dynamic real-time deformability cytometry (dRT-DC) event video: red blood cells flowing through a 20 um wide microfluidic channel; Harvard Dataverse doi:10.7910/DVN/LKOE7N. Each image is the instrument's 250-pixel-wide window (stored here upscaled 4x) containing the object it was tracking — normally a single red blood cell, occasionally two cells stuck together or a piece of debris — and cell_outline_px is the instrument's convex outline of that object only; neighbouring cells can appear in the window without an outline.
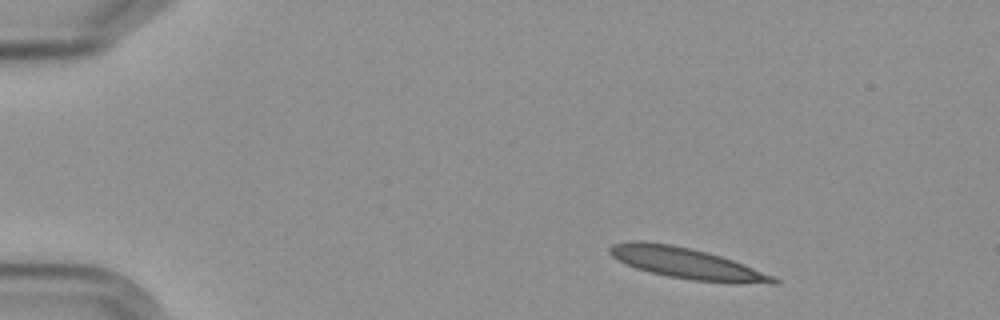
{"species": "Egyptian fruit bat (a non-hibernating species)", "species_latin": "Rousettus aegyptiacus", "temperature_condition": "cold", "stored_images_in_passage": 4, "camera_frame_rate_fps": 3000, "um_per_image_px": 0.085, "frame": {"image": 1, "passage_image": 1, "time_ms": 0.0, "image_size_px": [1000, 320], "cell_outline_px": [[780, 280], [776, 284], [736, 284], [692, 280], [668, 276], [648, 272], [636, 268], [612, 256], [608, 252], [608, 248], [612, 244], [628, 240], [640, 240], [672, 244], [708, 252], [744, 264], [772, 276]], "centroid_in_image_um": [58.36, 22.38], "position_along_channel_um": 26.6, "area_um2": 29.71}}
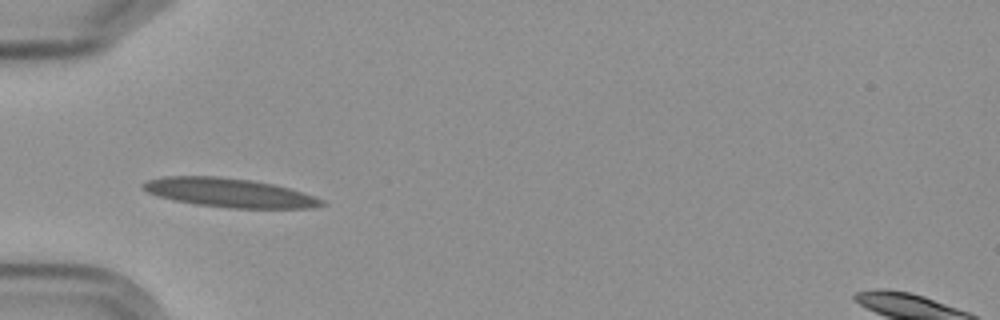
{"frame": {"image": 2, "passage_image": 3, "time_ms": 3.333, "image_size_px": [1000, 320], "cell_outline_px": [[328, 204], [312, 208], [228, 208], [196, 204], [172, 200], [156, 196], [140, 188], [140, 184], [148, 180], [164, 176], [220, 176], [248, 180], [272, 184], [288, 188], [316, 196], [324, 200]], "centroid_in_image_um": [19.47, 16.38], "position_along_channel_um": 65.5, "area_um2": 30.29}}
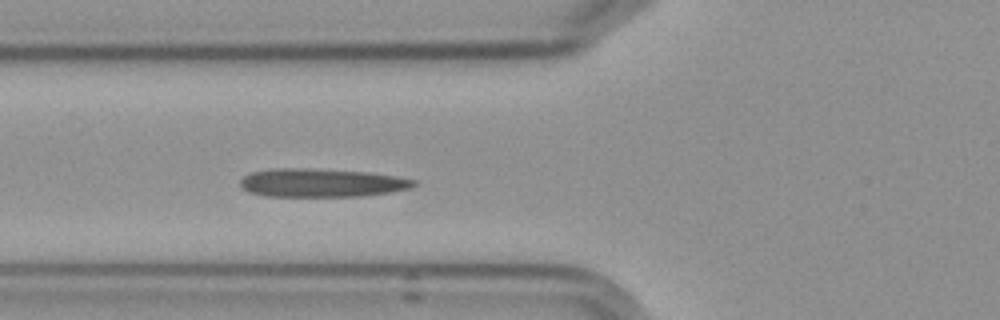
{"frame": {"image": 3, "passage_image": 4, "time_ms": 4.333, "image_size_px": [1000, 320], "cell_outline_px": [[416, 184], [412, 188], [392, 192], [360, 196], [264, 196], [248, 192], [240, 188], [240, 180], [248, 172], [272, 168], [308, 168], [368, 172], [396, 176], [416, 180]], "centroid_in_image_um": [27.29, 15.53], "position_along_channel_um": 98.5, "area_um2": 29.07}}